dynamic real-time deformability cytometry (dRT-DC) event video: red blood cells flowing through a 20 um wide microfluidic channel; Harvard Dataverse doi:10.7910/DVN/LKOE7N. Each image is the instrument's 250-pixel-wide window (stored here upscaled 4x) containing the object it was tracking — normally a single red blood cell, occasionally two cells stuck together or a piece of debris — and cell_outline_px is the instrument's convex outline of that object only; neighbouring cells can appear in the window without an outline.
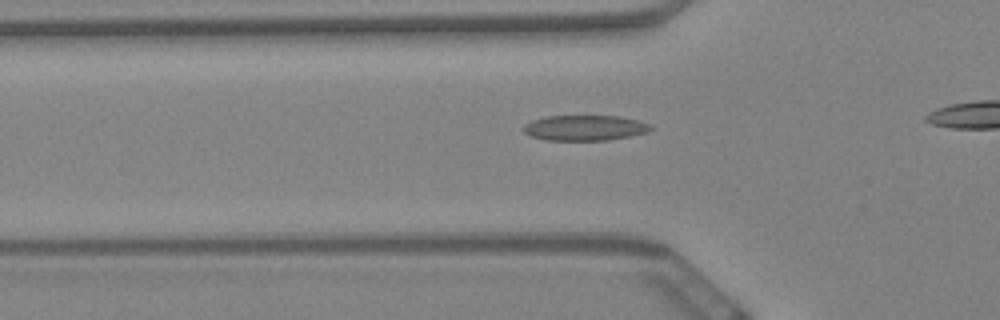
{"species": "Egyptian fruit bat (a non-hibernating species)", "species_latin": "Rousettus aegyptiacus", "temperature_condition": "warm", "stored_images_in_passage": 40, "camera_frame_rate_fps": 3000, "um_per_image_px": 0.085, "animal": {"sex": "female"}, "frame": {"image": 1, "passage_image": 12, "time_ms": 3.667, "image_size_px": [1000, 320], "cell_outline_px": [[652, 128], [648, 132], [608, 140], [544, 140], [532, 136], [524, 132], [520, 128], [524, 124], [532, 120], [548, 116], [620, 116], [652, 124]], "centroid_in_image_um": [49.68, 10.86], "position_along_channel_um": 76.1, "area_um2": 18.84}}
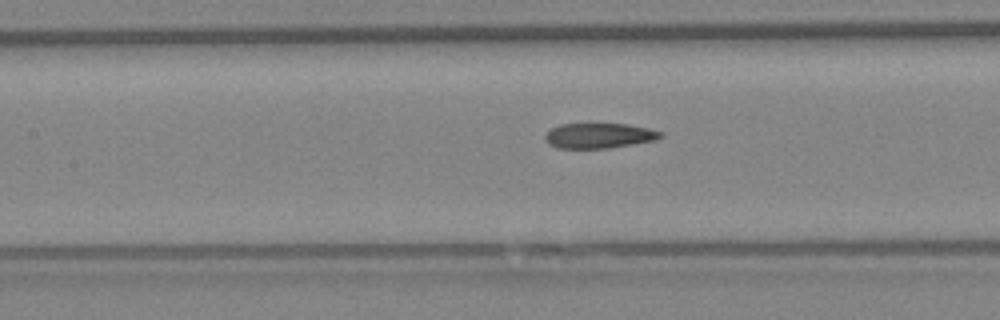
{"frame": {"image": 2, "passage_image": 19, "time_ms": 6.0, "image_size_px": [1000, 320], "cell_outline_px": [[664, 136], [656, 140], [608, 148], [556, 148], [548, 144], [544, 140], [544, 136], [552, 128], [560, 124], [588, 120], [628, 124], [648, 128], [664, 132]], "centroid_in_image_um": [50.9, 11.47], "position_along_channel_um": 156.5, "area_um2": 17.98}}
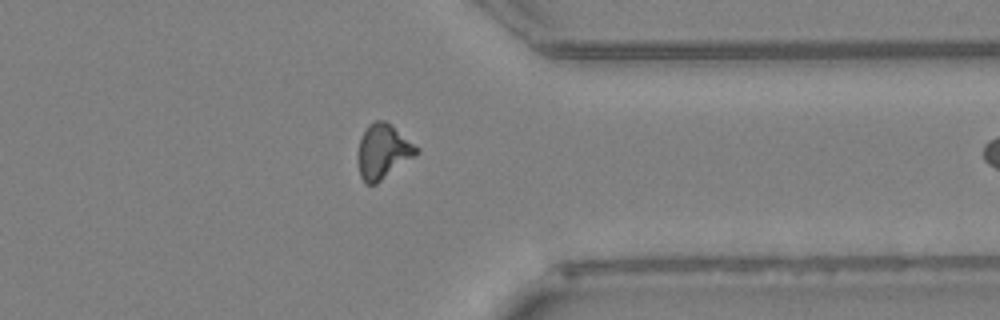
{"frame": {"image": 3, "passage_image": 39, "time_ms": 12.667, "image_size_px": [1000, 320], "cell_outline_px": [[420, 152], [376, 184], [364, 184], [360, 176], [356, 156], [360, 140], [368, 124], [376, 120], [384, 120], [420, 148]], "centroid_in_image_um": [32.53, 12.89], "position_along_channel_um": 378.9, "area_um2": 18.61}}